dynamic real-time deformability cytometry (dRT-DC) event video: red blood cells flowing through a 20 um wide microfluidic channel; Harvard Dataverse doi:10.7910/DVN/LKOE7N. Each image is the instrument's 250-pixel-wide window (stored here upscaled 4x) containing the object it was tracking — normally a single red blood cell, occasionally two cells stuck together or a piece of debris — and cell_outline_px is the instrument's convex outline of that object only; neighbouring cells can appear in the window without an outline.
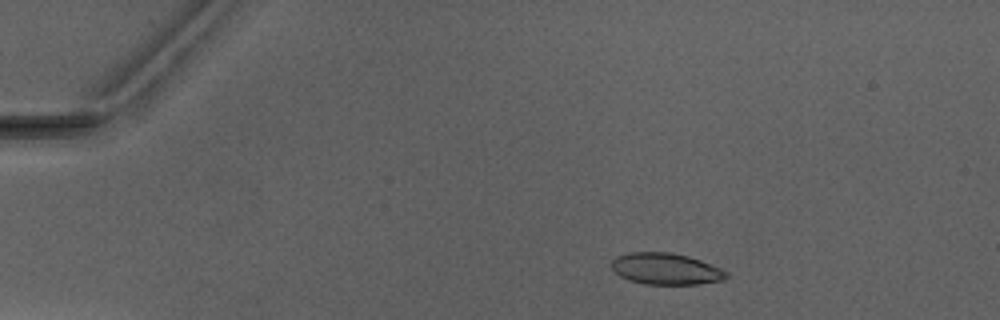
{"species": "Egyptian fruit bat (a non-hibernating species)", "species_latin": "Rousettus aegyptiacus", "temperature_condition": "warm", "stored_images_in_passage": 4, "camera_frame_rate_fps": 3000, "um_per_image_px": 0.085, "animal": {"sex": "male"}, "frame": {"image": 1, "passage_image": 2, "time_ms": 1.333, "image_size_px": [1000, 320], "cell_outline_px": [[728, 276], [724, 280], [696, 284], [644, 284], [628, 280], [620, 276], [612, 268], [612, 260], [616, 256], [628, 252], [668, 252], [688, 256], [700, 260], [720, 268], [728, 272]], "centroid_in_image_um": [56.58, 22.85], "position_along_channel_um": 28.4, "area_um2": 21.04}}